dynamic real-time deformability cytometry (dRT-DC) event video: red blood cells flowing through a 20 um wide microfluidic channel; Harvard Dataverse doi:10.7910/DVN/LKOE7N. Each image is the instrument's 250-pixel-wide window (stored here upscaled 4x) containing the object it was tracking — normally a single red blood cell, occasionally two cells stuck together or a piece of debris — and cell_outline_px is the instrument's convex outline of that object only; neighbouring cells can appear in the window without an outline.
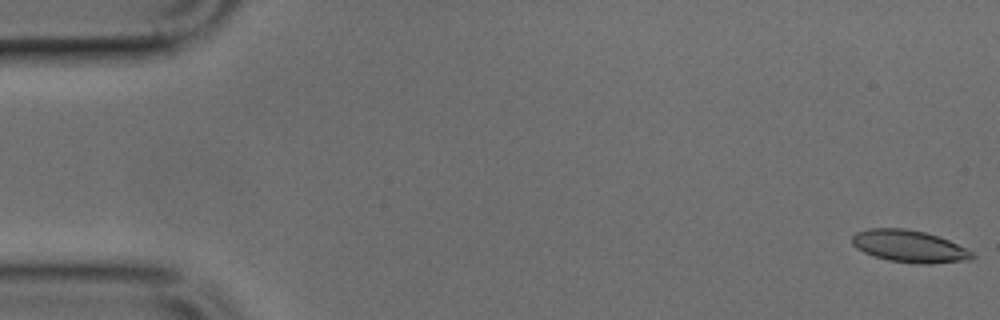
{"species": "common noctule bat (a hibernating species)", "species_latin": "Nyctalus noctula", "temperature_condition": "cold", "stored_images_in_passage": 15, "camera_frame_rate_fps": 3000, "um_per_image_px": 0.085, "animal": {"sex": "male", "body_mass_g": 17.9, "forearm_length_mm": 54.2}, "frame": {"image": 1, "passage_image": 1, "time_ms": 0.0, "image_size_px": [1000, 320], "cell_outline_px": [[976, 256], [972, 260], [932, 264], [916, 264], [888, 260], [864, 252], [856, 248], [852, 244], [852, 236], [856, 232], [868, 228], [904, 228], [924, 232], [940, 236], [972, 252]], "centroid_in_image_um": [77.3, 20.94], "position_along_channel_um": 7.7, "area_um2": 22.6}}